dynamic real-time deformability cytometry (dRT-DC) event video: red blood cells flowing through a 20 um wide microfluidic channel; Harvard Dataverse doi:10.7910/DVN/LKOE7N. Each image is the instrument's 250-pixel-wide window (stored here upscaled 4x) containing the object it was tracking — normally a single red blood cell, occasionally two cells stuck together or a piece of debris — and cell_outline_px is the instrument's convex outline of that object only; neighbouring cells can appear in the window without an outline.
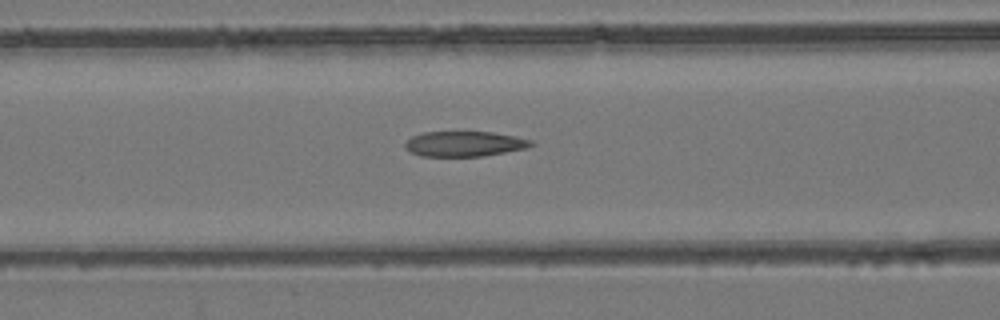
{"species": "common noctule bat (a hibernating species)", "species_latin": "Nyctalus noctula", "temperature_condition": "room temperature", "stored_images_in_passage": 39, "camera_frame_rate_fps": 3000, "um_per_image_px": 0.085, "animal": {"sex": "female", "body_mass_g": 24.6, "forearm_length_mm": 56.2}, "frame": {"image": 1, "passage_image": 8, "time_ms": 2.333, "image_size_px": [1000, 320], "cell_outline_px": [[536, 144], [528, 148], [484, 156], [420, 156], [408, 152], [404, 148], [404, 144], [412, 136], [424, 132], [492, 132], [516, 136], [532, 140]], "centroid_in_image_um": [39.49, 12.23], "position_along_channel_um": 127.1, "area_um2": 18.73}}
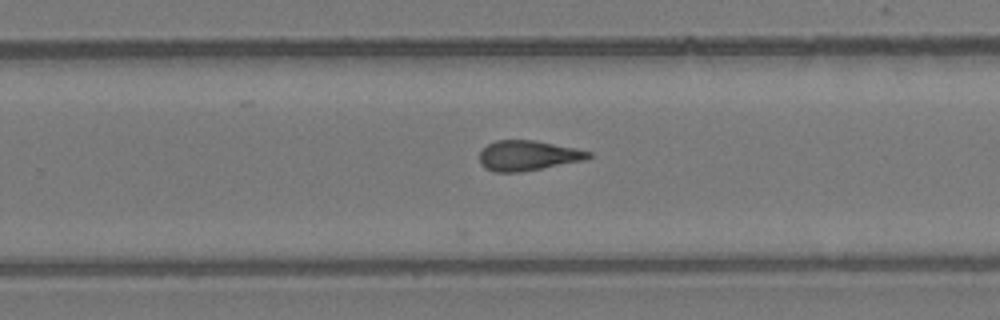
{"frame": {"image": 2, "passage_image": 20, "time_ms": 6.333, "image_size_px": [1000, 320], "cell_outline_px": [[592, 156], [584, 160], [520, 172], [496, 172], [484, 168], [480, 164], [480, 152], [488, 144], [496, 140], [532, 140], [576, 148], [592, 152]], "centroid_in_image_um": [44.86, 13.22], "position_along_channel_um": 284.9, "area_um2": 18.96}}
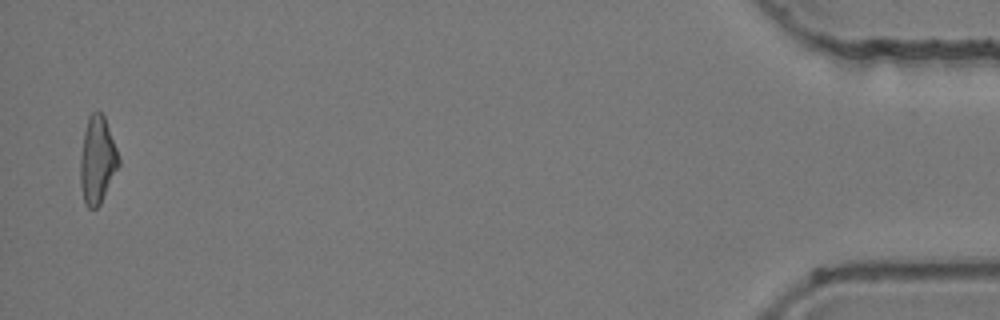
{"frame": {"image": 3, "passage_image": 38, "time_ms": 12.333, "image_size_px": [1000, 320], "cell_outline_px": [[120, 164], [100, 204], [96, 208], [88, 208], [84, 204], [80, 184], [80, 156], [84, 132], [88, 116], [92, 112], [100, 112], [104, 116], [116, 148], [120, 160]], "centroid_in_image_um": [8.26, 13.63], "position_along_channel_um": 426.9, "area_um2": 19.42}, "authors_computed_cell_mechanics": {"area_um2": 19.2474, "velocity_mm_per_s": 3.9499, "shape_relaxation_time_tau1_ms": null, "shape_relaxation_time_tau2_ms": 3.5379, "deformation_change_tau1": null, "deformation_change_tau2": 0.1465}}